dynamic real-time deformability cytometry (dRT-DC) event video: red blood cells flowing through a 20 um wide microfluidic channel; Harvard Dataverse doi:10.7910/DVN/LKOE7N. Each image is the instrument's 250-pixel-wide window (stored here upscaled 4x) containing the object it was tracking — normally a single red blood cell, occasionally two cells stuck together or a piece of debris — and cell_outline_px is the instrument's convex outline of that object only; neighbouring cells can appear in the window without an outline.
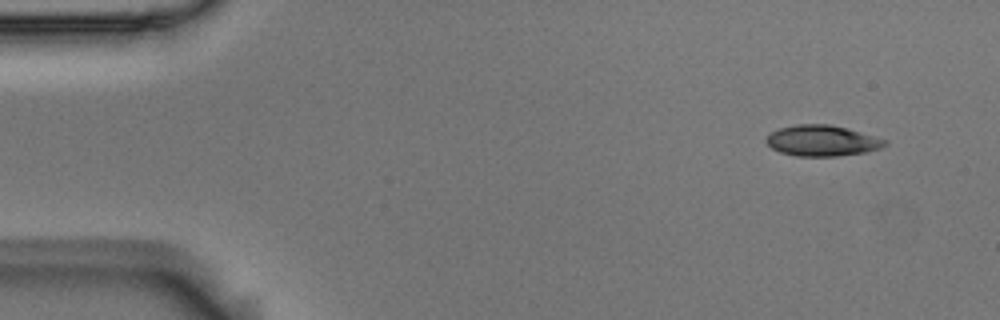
{"species": "Egyptian fruit bat (a non-hibernating species)", "species_latin": "Rousettus aegyptiacus", "temperature_condition": "room temperature", "stored_images_in_passage": 5, "camera_frame_rate_fps": 3000, "um_per_image_px": 0.085, "animal": {"sex": "male"}, "frame": {"image": 1, "passage_image": 1, "time_ms": 0.0, "image_size_px": [1000, 320], "cell_outline_px": [[888, 144], [880, 148], [864, 152], [836, 156], [796, 156], [780, 152], [772, 148], [764, 140], [772, 132], [780, 128], [796, 124], [832, 124], [848, 128], [888, 140]], "centroid_in_image_um": [69.89, 11.95], "position_along_channel_um": 15.1, "area_um2": 21.33}}
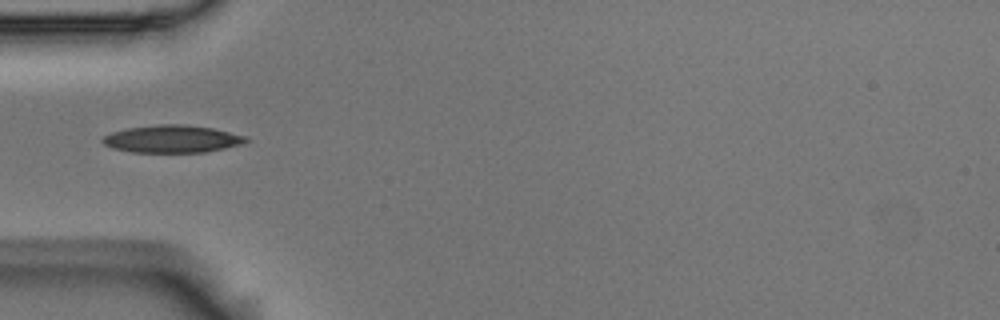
{"frame": {"image": 2, "passage_image": 4, "time_ms": 1.0, "image_size_px": [1000, 320], "cell_outline_px": [[248, 140], [240, 144], [224, 148], [204, 152], [132, 152], [112, 148], [104, 144], [100, 140], [104, 136], [112, 132], [128, 128], [160, 124], [184, 124], [212, 128], [244, 136]], "centroid_in_image_um": [14.57, 11.81], "position_along_channel_um": 70.4, "area_um2": 22.66}}
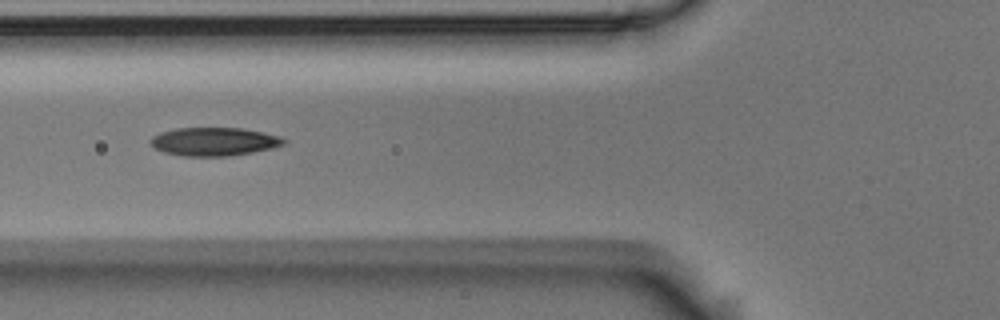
{"frame": {"image": 3, "passage_image": 5, "time_ms": 1.333, "image_size_px": [1000, 320], "cell_outline_px": [[288, 140], [284, 144], [272, 148], [252, 152], [228, 156], [184, 156], [164, 152], [156, 148], [148, 140], [152, 136], [160, 132], [176, 128], [244, 128], [264, 132], [280, 136]], "centroid_in_image_um": [18.21, 12.03], "position_along_channel_um": 107.6, "area_um2": 22.08}}